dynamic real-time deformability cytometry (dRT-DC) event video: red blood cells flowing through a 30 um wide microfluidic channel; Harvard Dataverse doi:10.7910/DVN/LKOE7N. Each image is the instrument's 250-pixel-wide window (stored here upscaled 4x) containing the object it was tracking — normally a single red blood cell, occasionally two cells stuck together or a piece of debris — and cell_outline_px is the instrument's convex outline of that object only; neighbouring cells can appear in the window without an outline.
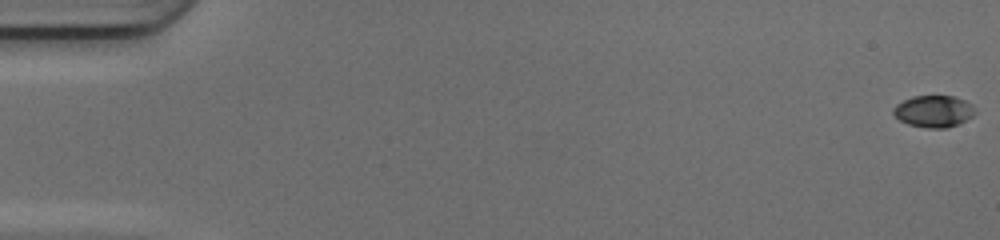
{"species": "common noctule bat (a hibernating species)", "species_latin": "Nyctalus noctula", "temperature_condition": "cold", "stored_images_in_passage": 51, "camera_frame_rate_fps": 3000, "um_per_image_px": 0.085, "animal": {"sex": "female", "body_mass_g": 17.0, "forearm_length_mm": 48.0}, "frame": {"image": 1, "passage_image": 1, "time_ms": 0.0, "image_size_px": [1000, 240], "cell_outline_px": [[976, 112], [972, 116], [948, 128], [928, 128], [908, 124], [900, 120], [892, 112], [892, 108], [896, 104], [912, 96], [952, 96], [964, 100], [972, 104]], "centroid_in_image_um": [79.34, 9.45], "position_along_channel_um": 5.7, "area_um2": 15.03}}
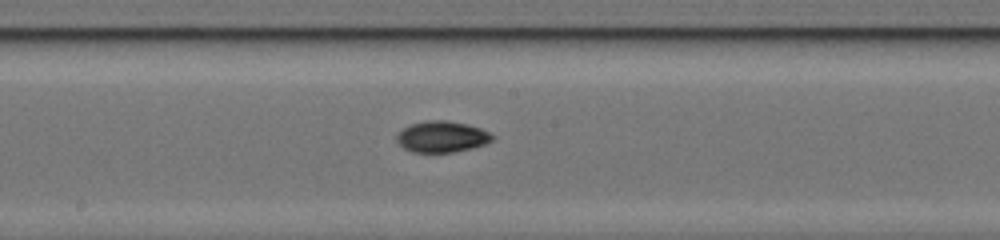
{"frame": {"image": 2, "passage_image": 28, "time_ms": 9.0, "image_size_px": [1000, 240], "cell_outline_px": [[496, 136], [492, 140], [484, 144], [472, 148], [452, 152], [412, 152], [404, 148], [396, 140], [396, 136], [404, 128], [412, 124], [428, 120], [444, 120], [464, 124], [480, 128]], "centroid_in_image_um": [37.56, 11.63], "position_along_channel_um": 210.6, "area_um2": 17.11}}
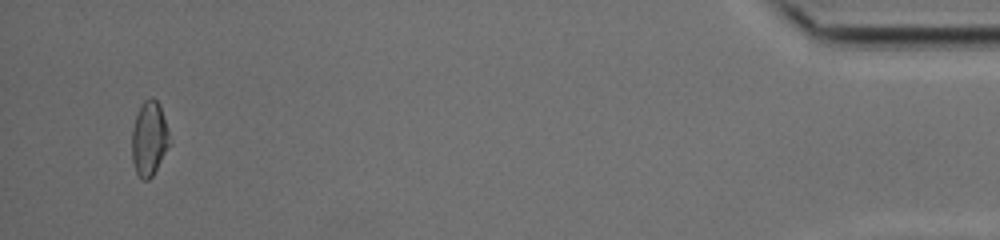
{"frame": {"image": 3, "passage_image": 49, "time_ms": 16.0, "image_size_px": [1000, 240], "cell_outline_px": [[172, 144], [152, 176], [148, 180], [144, 180], [136, 172], [132, 160], [132, 128], [136, 116], [144, 100], [152, 96], [160, 104]], "centroid_in_image_um": [12.71, 11.78], "position_along_channel_um": 422.5, "area_um2": 16.47}, "authors_computed_cell_mechanics": {"area_um2": 16.184, "velocity_mm_per_s": 4.2037, "shape_relaxation_time_tau1_ms": 3.2795, "shape_relaxation_time_tau2_ms": null, "deformation_change_tau1": 0.1444, "deformation_change_tau2": null}}